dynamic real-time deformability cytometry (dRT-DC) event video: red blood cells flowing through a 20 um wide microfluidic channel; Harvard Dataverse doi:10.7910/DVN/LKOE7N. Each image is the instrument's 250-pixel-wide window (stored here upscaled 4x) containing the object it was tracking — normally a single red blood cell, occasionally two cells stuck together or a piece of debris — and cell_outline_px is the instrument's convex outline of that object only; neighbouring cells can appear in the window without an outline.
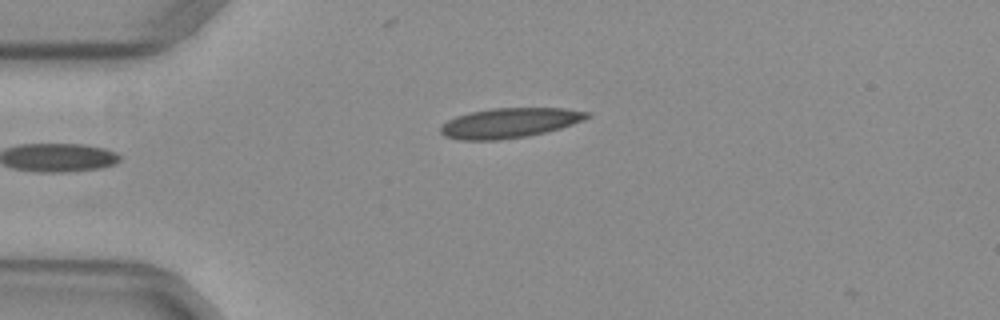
{"species": "common noctule bat (a hibernating species)", "species_latin": "Nyctalus noctula", "temperature_condition": "warm", "stored_images_in_passage": 36, "camera_frame_rate_fps": 3000, "um_per_image_px": 0.085, "animal": {"sex": "female", "body_mass_g": 29.2, "forearm_length_mm": 56.3}, "frame": {"image": 1, "passage_image": 1, "time_ms": 0.0, "image_size_px": [1000, 320], "cell_outline_px": [[592, 116], [584, 120], [560, 128], [528, 136], [500, 140], [460, 140], [444, 136], [440, 132], [440, 128], [448, 120], [456, 116], [468, 112], [492, 108], [564, 108], [592, 112]], "centroid_in_image_um": [43.33, 10.44], "position_along_channel_um": 41.7, "area_um2": 25.66}}
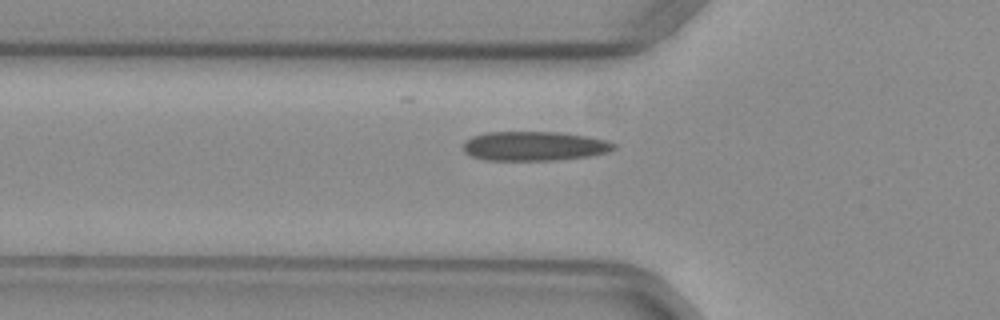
{"frame": {"image": 2, "passage_image": 6, "time_ms": 1.667, "image_size_px": [1000, 320], "cell_outline_px": [[616, 148], [608, 152], [592, 156], [556, 160], [484, 160], [472, 156], [464, 152], [464, 144], [472, 136], [488, 132], [560, 132], [588, 136], [608, 140], [616, 144]], "centroid_in_image_um": [45.48, 12.42], "position_along_channel_um": 80.3, "area_um2": 25.89}}
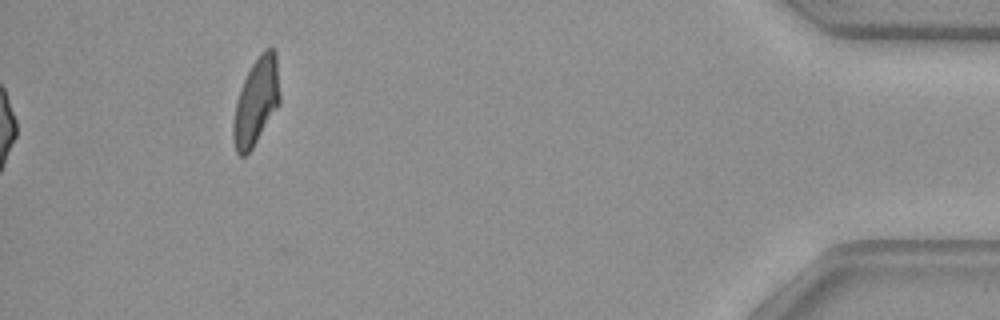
{"frame": {"image": 3, "passage_image": 36, "time_ms": 11.667, "image_size_px": [1000, 320], "cell_outline_px": [[280, 104], [252, 148], [244, 156], [240, 156], [236, 152], [232, 136], [232, 124], [236, 104], [240, 88], [252, 64], [260, 52], [264, 48], [272, 48], [276, 52], [280, 92]], "centroid_in_image_um": [21.78, 8.62], "position_along_channel_um": 413.4, "area_um2": 23.64}, "authors_computed_cell_mechanics": {"area_um2": 24.9407, "velocity_mm_per_s": 3.9901, "shape_relaxation_time_tau1_ms": null, "shape_relaxation_time_tau2_ms": 2.2937, "deformation_change_tau1": null, "deformation_change_tau2": 0.0981}}